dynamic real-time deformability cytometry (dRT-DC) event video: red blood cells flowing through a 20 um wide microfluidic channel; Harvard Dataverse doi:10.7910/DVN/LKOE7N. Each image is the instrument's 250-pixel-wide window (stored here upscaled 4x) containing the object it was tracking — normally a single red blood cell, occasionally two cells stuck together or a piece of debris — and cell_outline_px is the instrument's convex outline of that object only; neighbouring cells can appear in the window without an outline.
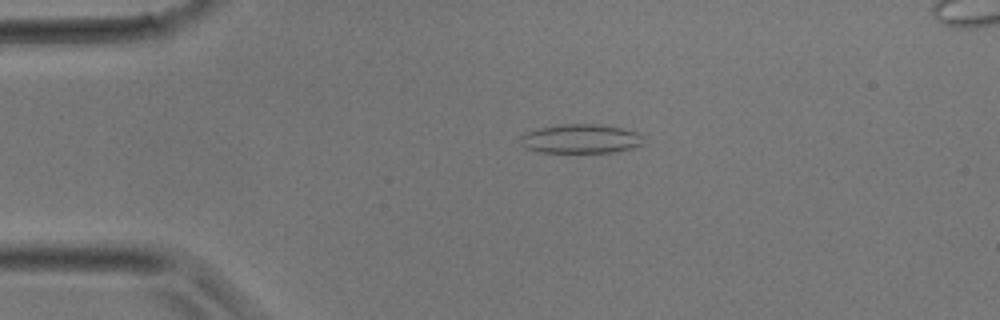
{"species": "common noctule bat (a hibernating species)", "species_latin": "Nyctalus noctula", "temperature_condition": "room temperature", "stored_images_in_passage": 35, "camera_frame_rate_fps": 3000, "um_per_image_px": 0.085, "animal": {"sex": "male", "body_mass_g": 17.9}, "frame": {"image": 1, "passage_image": 7, "time_ms": 2.0, "image_size_px": [1000, 320], "cell_outline_px": [[644, 144], [632, 148], [612, 152], [540, 152], [528, 148], [520, 144], [520, 136], [528, 132], [540, 128], [556, 124], [596, 124], [620, 128], [636, 132], [644, 136]], "centroid_in_image_um": [49.38, 11.79], "position_along_channel_um": 35.6, "area_um2": 20.81}}
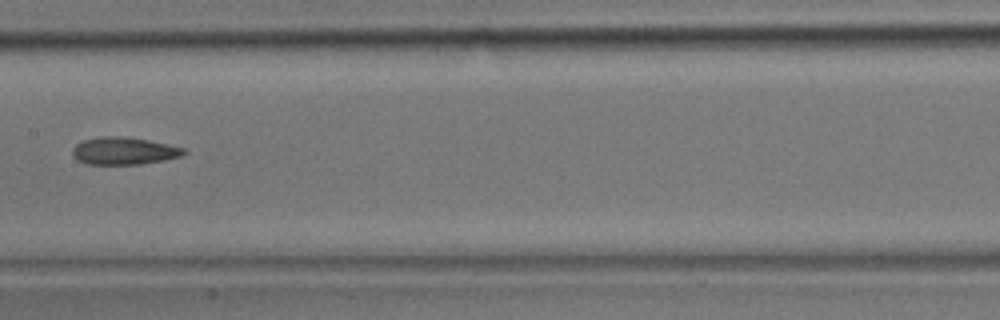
{"frame": {"image": 2, "passage_image": 17, "time_ms": 5.333, "image_size_px": [1000, 320], "cell_outline_px": [[188, 152], [180, 156], [164, 160], [140, 164], [88, 164], [76, 160], [72, 156], [72, 148], [76, 144], [84, 140], [100, 136], [120, 136], [148, 140], [184, 148]], "centroid_in_image_um": [10.49, 12.83], "position_along_channel_um": 196.9, "area_um2": 17.74}}
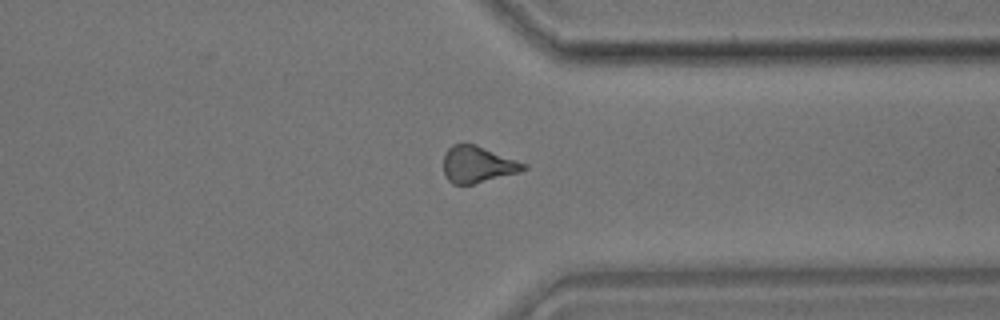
{"frame": {"image": 3, "passage_image": 26, "time_ms": 8.333, "image_size_px": [1000, 320], "cell_outline_px": [[528, 168], [520, 172], [472, 184], [452, 184], [444, 176], [444, 156], [448, 148], [452, 144], [476, 144], [528, 164]], "centroid_in_image_um": [40.61, 13.97], "position_along_channel_um": 370.8, "area_um2": 17.11}}